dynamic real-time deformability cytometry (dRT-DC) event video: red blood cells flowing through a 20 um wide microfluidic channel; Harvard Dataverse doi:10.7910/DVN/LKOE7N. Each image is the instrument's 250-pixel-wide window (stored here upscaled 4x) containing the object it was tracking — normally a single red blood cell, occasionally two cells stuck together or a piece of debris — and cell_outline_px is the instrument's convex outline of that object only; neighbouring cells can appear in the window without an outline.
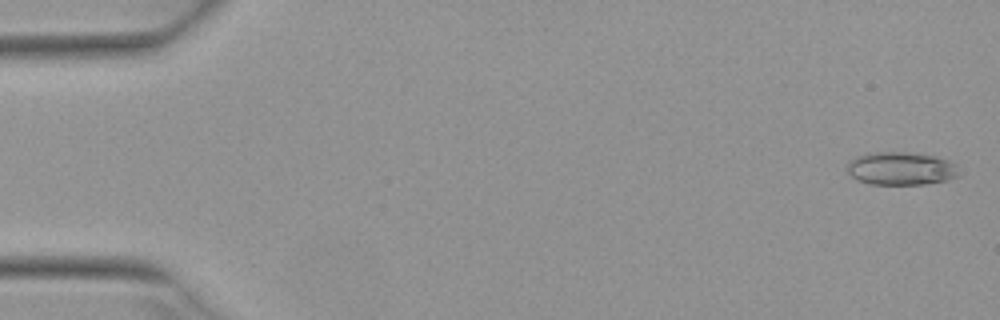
{"species": "Egyptian fruit bat (a non-hibernating species)", "species_latin": "Rousettus aegyptiacus", "temperature_condition": "warm", "stored_images_in_passage": 5, "camera_frame_rate_fps": 3000, "um_per_image_px": 0.085, "animal": {"sex": "female"}, "frame": {"image": 1, "passage_image": 1, "time_ms": 0.0, "image_size_px": [1000, 320], "cell_outline_px": [[964, 172], [960, 176], [948, 180], [924, 184], [868, 184], [856, 180], [848, 172], [848, 160], [856, 156], [868, 152], [908, 152], [936, 156], [948, 160], [956, 164]], "centroid_in_image_um": [76.63, 14.32], "position_along_channel_um": 8.4, "area_um2": 22.08}}
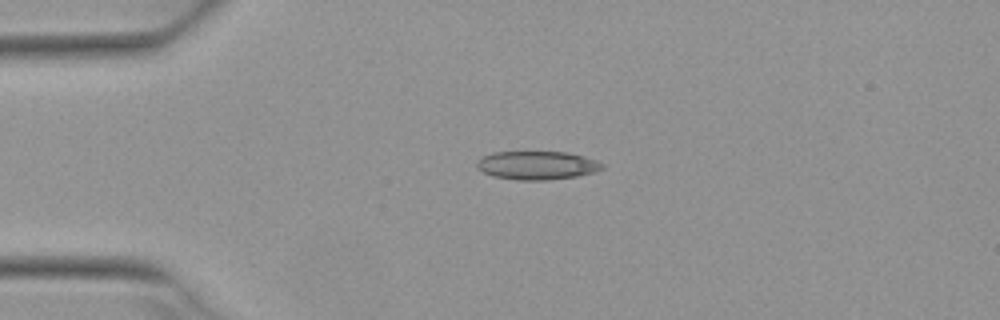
{"frame": {"image": 2, "passage_image": 4, "time_ms": 1.0, "image_size_px": [1000, 320], "cell_outline_px": [[604, 168], [592, 172], [576, 176], [548, 180], [516, 180], [492, 176], [476, 168], [476, 160], [492, 152], [564, 152], [584, 156], [596, 160], [604, 164]], "centroid_in_image_um": [45.61, 14.05], "position_along_channel_um": 39.4, "area_um2": 20.81}}